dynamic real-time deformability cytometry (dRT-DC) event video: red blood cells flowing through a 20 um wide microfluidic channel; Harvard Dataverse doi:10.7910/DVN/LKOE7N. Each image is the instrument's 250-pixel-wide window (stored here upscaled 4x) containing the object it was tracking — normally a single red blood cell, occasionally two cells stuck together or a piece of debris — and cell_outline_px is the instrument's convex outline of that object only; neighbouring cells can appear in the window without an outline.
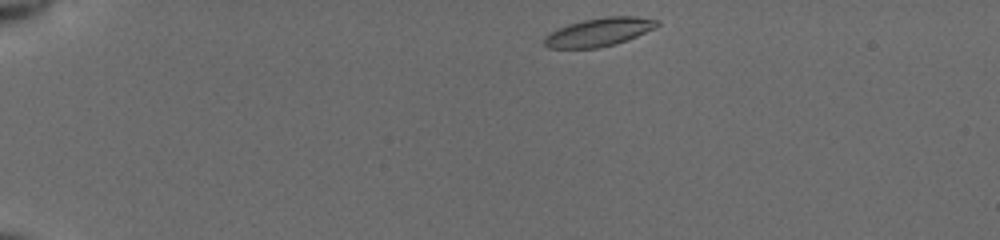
{"species": "common noctule bat (a hibernating species)", "species_latin": "Nyctalus noctula", "temperature_condition": "cold", "stored_images_in_passage": 43, "camera_frame_rate_fps": 3000, "um_per_image_px": 0.085, "animal": {"sex": "female", "body_mass_g": 19.5, "forearm_length_mm": 54.1}, "frame": {"image": 1, "passage_image": 1, "time_ms": 0.0, "image_size_px": [1000, 240], "cell_outline_px": [[660, 24], [656, 28], [628, 40], [616, 44], [600, 48], [548, 48], [544, 44], [544, 36], [548, 32], [556, 28], [568, 24], [584, 20], [604, 16], [636, 16], [660, 20]], "centroid_in_image_um": [50.93, 2.72], "position_along_channel_um": 34.1, "area_um2": 19.02}}
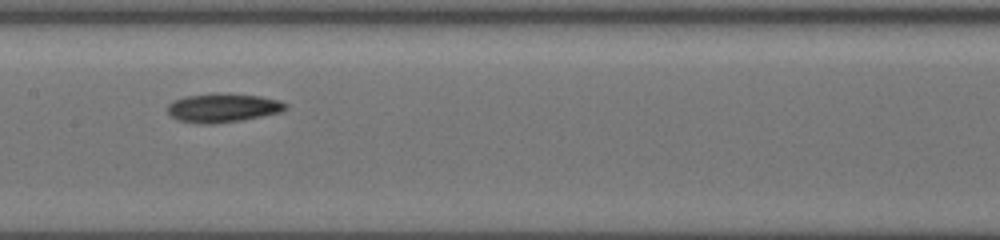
{"frame": {"image": 2, "passage_image": 19, "time_ms": 6.0, "image_size_px": [1000, 240], "cell_outline_px": [[288, 108], [280, 112], [240, 120], [212, 124], [200, 124], [176, 120], [164, 108], [172, 100], [184, 96], [216, 92], [228, 92], [260, 96], [280, 100], [288, 104]], "centroid_in_image_um": [18.9, 9.14], "position_along_channel_um": 188.5, "area_um2": 20.35}}
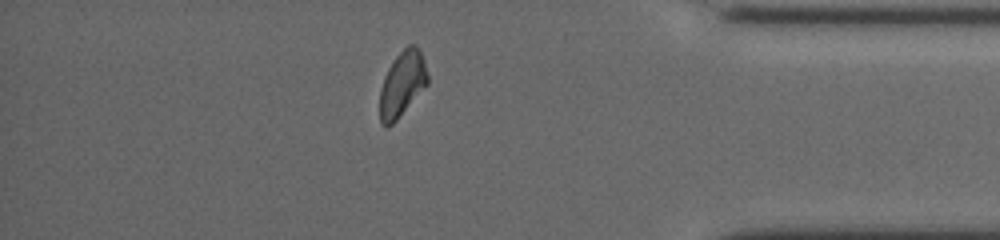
{"frame": {"image": 3, "passage_image": 37, "time_ms": 12.0, "image_size_px": [1000, 240], "cell_outline_px": [[428, 84], [396, 120], [388, 128], [384, 128], [380, 124], [380, 88], [384, 76], [388, 68], [396, 56], [408, 44], [416, 44], [420, 48], [424, 60], [428, 76]], "centroid_in_image_um": [34.18, 7.13], "position_along_channel_um": 401.0, "area_um2": 18.32}, "authors_computed_cell_mechanics": {"area_um2": 18.9584, "velocity_mm_per_s": 3.9074, "shape_relaxation_time_tau1_ms": 7.016, "shape_relaxation_time_tau2_ms": 2.1637, "deformation_change_tau1": 0.1745, "deformation_change_tau2": 0.0782}}